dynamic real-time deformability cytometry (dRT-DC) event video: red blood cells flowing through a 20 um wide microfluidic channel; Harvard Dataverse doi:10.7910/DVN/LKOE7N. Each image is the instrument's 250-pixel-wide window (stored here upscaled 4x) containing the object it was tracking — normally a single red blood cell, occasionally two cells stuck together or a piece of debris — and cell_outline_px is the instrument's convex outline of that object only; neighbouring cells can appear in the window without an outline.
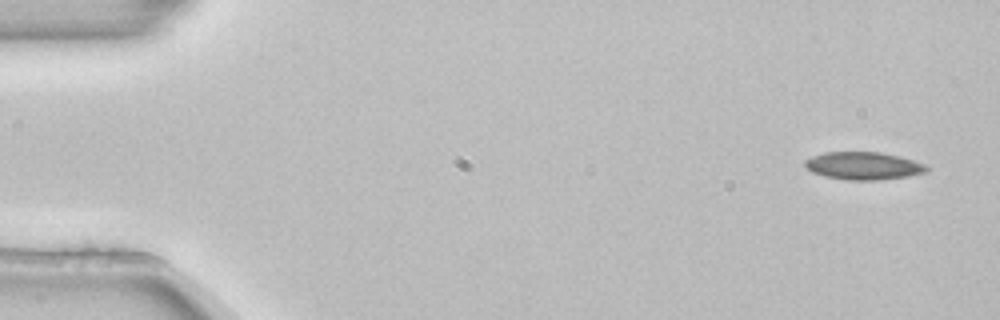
{"species": "common noctule bat (a hibernating species)", "species_latin": "Nyctalus noctula", "temperature_condition": "room temperature", "stored_images_in_passage": 3, "camera_frame_rate_fps": 3000, "um_per_image_px": 0.085, "animal": {"sex": "female", "body_mass_g": 22.7, "forearm_length_mm": 54.2}, "frame": {"image": 1, "passage_image": 1, "time_ms": 0.0, "image_size_px": [1000, 320], "cell_outline_px": [[928, 168], [924, 172], [908, 176], [880, 180], [848, 180], [824, 176], [812, 172], [804, 164], [804, 160], [812, 156], [824, 152], [880, 152], [900, 156], [924, 164]], "centroid_in_image_um": [73.36, 14.09], "position_along_channel_um": 11.6, "area_um2": 19.54}}
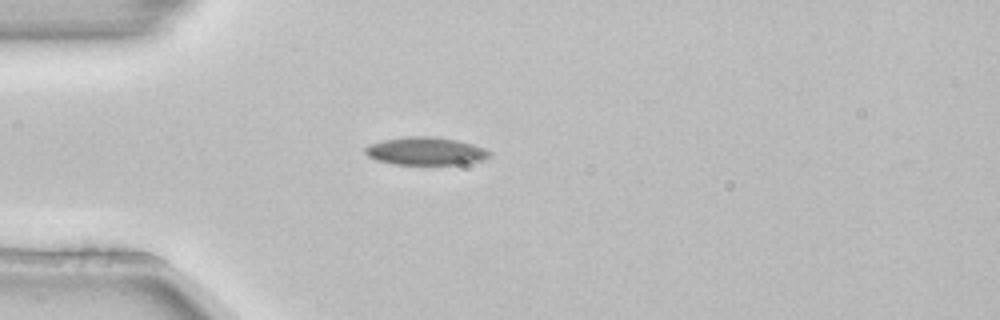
{"frame": {"image": 2, "passage_image": 3, "time_ms": 0.667, "image_size_px": [1000, 320], "cell_outline_px": [[492, 156], [480, 160], [460, 164], [392, 164], [376, 160], [368, 156], [364, 152], [364, 148], [368, 144], [384, 140], [408, 136], [432, 136], [456, 140], [472, 144], [484, 148], [492, 152]], "centroid_in_image_um": [36.16, 12.84], "position_along_channel_um": 48.8, "area_um2": 20.17}}